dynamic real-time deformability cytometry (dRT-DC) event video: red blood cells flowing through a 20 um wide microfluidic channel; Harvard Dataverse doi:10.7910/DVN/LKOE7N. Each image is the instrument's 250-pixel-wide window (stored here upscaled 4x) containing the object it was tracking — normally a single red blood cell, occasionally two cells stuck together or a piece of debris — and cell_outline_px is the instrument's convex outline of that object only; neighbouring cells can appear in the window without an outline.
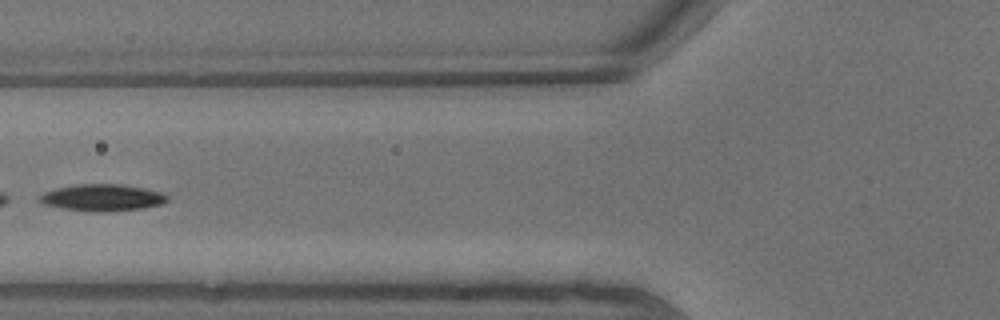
{"species": "common noctule bat (a hibernating species)", "species_latin": "Nyctalus noctula", "temperature_condition": "warm", "stored_images_in_passage": 11, "segment_of_instrument_passage": [2, 2], "camera_frame_rate_fps": 3000, "um_per_image_px": 0.085, "animal": {"sex": "male", "body_mass_g": 13.3}, "frame": {"image": 1, "passage_image": 8, "time_ms": 2.333, "image_size_px": [1000, 320], "cell_outline_px": [[168, 200], [160, 204], [144, 208], [104, 212], [100, 212], [60, 208], [44, 204], [36, 200], [36, 196], [44, 192], [56, 188], [76, 184], [124, 184], [144, 188], [160, 192], [168, 196]], "centroid_in_image_um": [8.64, 16.79], "position_along_channel_um": 117.2, "area_um2": 20.06}}
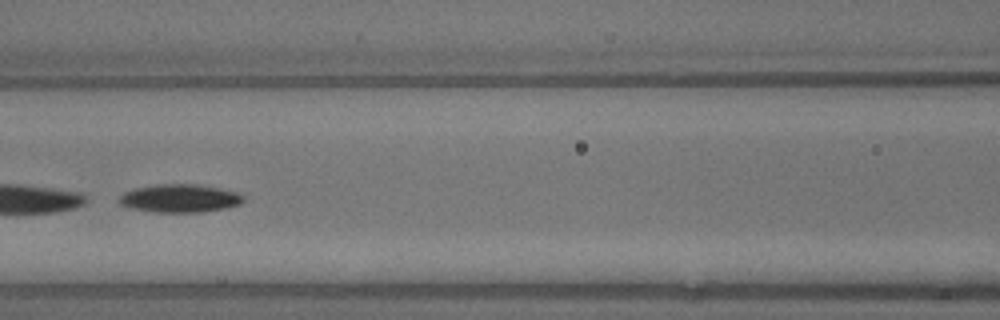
{"frame": {"image": 2, "passage_image": 9, "time_ms": 2.667, "image_size_px": [1000, 320], "cell_outline_px": [[244, 200], [240, 204], [224, 208], [204, 212], [152, 212], [128, 208], [120, 204], [116, 200], [124, 192], [136, 188], [156, 184], [196, 184], [220, 188], [236, 192], [244, 196]], "centroid_in_image_um": [15.24, 16.86], "position_along_channel_um": 151.4, "area_um2": 20.52}}